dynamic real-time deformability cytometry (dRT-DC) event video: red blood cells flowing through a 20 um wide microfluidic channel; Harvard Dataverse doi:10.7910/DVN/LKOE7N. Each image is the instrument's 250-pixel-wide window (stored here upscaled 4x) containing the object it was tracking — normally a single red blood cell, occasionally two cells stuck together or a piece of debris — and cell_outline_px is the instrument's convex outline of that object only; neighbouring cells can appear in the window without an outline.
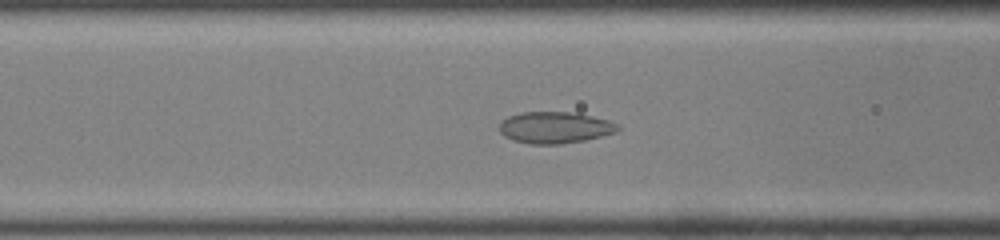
{"species": "common noctule bat (a hibernating species)", "species_latin": "Nyctalus noctula", "temperature_condition": "room temperature", "stored_images_in_passage": 47, "camera_frame_rate_fps": 3000, "um_per_image_px": 0.085, "animal": {"sex": "male", "body_mass_g": 19.0, "forearm_length_mm": 50.8}, "frame": {"image": 1, "passage_image": 17, "time_ms": 5.333, "image_size_px": [1000, 240], "cell_outline_px": [[620, 128], [616, 132], [584, 140], [560, 144], [528, 144], [512, 140], [504, 136], [500, 132], [500, 124], [508, 116], [520, 112], [576, 112], [608, 120], [620, 124]], "centroid_in_image_um": [47.17, 10.84], "position_along_channel_um": 119.4, "area_um2": 21.85}}
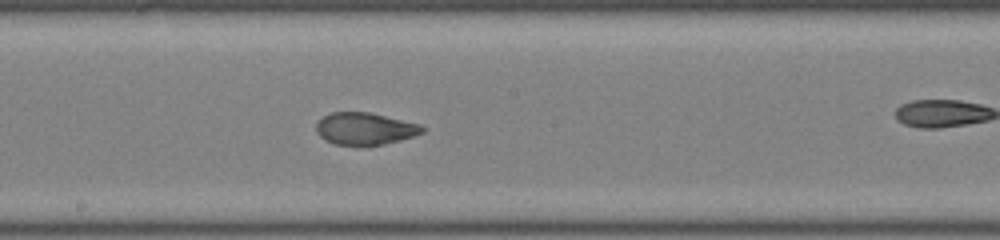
{"frame": {"image": 2, "passage_image": 24, "time_ms": 7.667, "image_size_px": [1000, 240], "cell_outline_px": [[424, 132], [400, 140], [384, 144], [336, 144], [324, 140], [316, 132], [316, 124], [324, 116], [332, 112], [368, 112], [420, 124], [424, 128]], "centroid_in_image_um": [31.0, 10.92], "position_along_channel_um": 217.2, "area_um2": 19.48}}
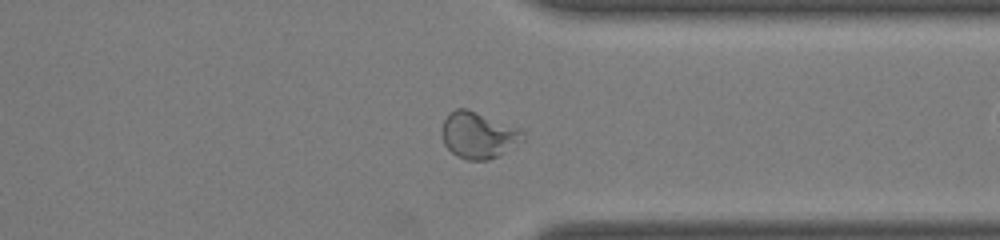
{"frame": {"image": 3, "passage_image": 35, "time_ms": 11.333, "image_size_px": [1000, 240], "cell_outline_px": [[524, 140], [496, 156], [488, 160], [468, 160], [456, 156], [444, 144], [440, 136], [440, 128], [448, 112], [456, 108], [468, 108], [520, 128]], "centroid_in_image_um": [40.59, 11.46], "position_along_channel_um": 370.8, "area_um2": 22.08}, "authors_computed_cell_mechanics": {"area_um2": 22.253, "velocity_mm_per_s": 4.2032, "shape_relaxation_time_tau1_ms": null, "shape_relaxation_time_tau2_ms": 0.8566, "deformation_change_tau1": null, "deformation_change_tau2": 0.0609}}